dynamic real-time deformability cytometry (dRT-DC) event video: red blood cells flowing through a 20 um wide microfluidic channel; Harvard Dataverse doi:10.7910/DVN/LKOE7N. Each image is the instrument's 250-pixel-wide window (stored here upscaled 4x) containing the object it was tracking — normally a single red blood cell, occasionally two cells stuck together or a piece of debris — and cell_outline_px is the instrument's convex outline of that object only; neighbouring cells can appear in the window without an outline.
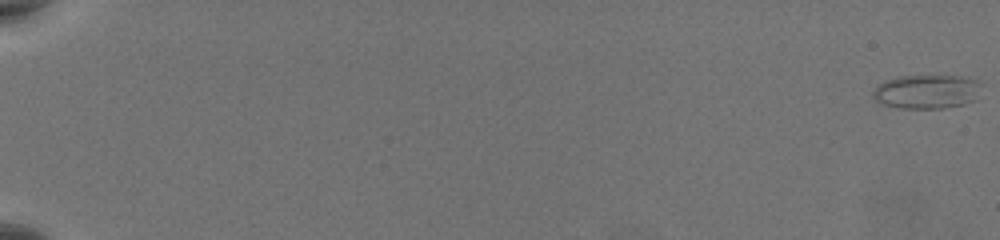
{"species": "common noctule bat (a hibernating species)", "species_latin": "Nyctalus noctula", "temperature_condition": "warm", "stored_images_in_passage": 60, "camera_frame_rate_fps": 3000, "um_per_image_px": 0.085, "animal": {"sex": "female", "body_mass_g": 19.5, "forearm_length_mm": 54.1}, "frame": {"image": 1, "passage_image": 1, "time_ms": 0.0, "image_size_px": [1000, 240], "cell_outline_px": [[980, 84], [976, 100], [964, 104], [944, 108], [900, 108], [884, 104], [876, 100], [872, 96], [872, 92], [884, 80], [896, 76], [960, 76], [976, 80]], "centroid_in_image_um": [78.76, 7.79], "position_along_channel_um": 6.2, "area_um2": 21.39}}
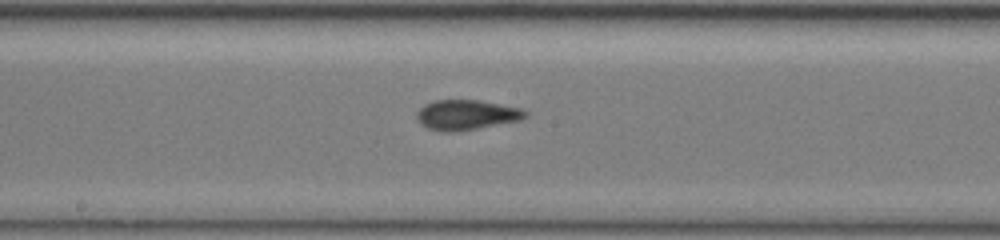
{"frame": {"image": 2, "passage_image": 36, "time_ms": 11.667, "image_size_px": [1000, 240], "cell_outline_px": [[528, 116], [520, 120], [456, 132], [440, 132], [428, 128], [420, 124], [416, 116], [416, 112], [424, 104], [436, 100], [480, 100], [524, 108], [528, 112]], "centroid_in_image_um": [39.66, 9.76], "position_along_channel_um": 208.5, "area_um2": 19.25}}
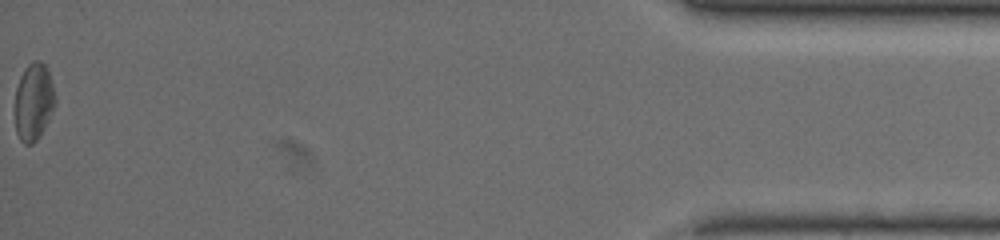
{"frame": {"image": 3, "passage_image": 60, "time_ms": 19.667, "image_size_px": [1000, 240], "cell_outline_px": [[56, 104], [40, 136], [32, 144], [24, 144], [20, 140], [16, 132], [16, 88], [20, 76], [24, 68], [32, 60], [40, 60], [48, 68], [56, 96]], "centroid_in_image_um": [2.88, 8.62], "position_along_channel_um": 432.3, "area_um2": 18.26}, "authors_computed_cell_mechanics": {"area_um2": 18.5538, "velocity_mm_per_s": 3.8035, "shape_relaxation_time_tau1_ms": null, "shape_relaxation_time_tau2_ms": 2.2681, "deformation_change_tau1": null, "deformation_change_tau2": 0.0725}}